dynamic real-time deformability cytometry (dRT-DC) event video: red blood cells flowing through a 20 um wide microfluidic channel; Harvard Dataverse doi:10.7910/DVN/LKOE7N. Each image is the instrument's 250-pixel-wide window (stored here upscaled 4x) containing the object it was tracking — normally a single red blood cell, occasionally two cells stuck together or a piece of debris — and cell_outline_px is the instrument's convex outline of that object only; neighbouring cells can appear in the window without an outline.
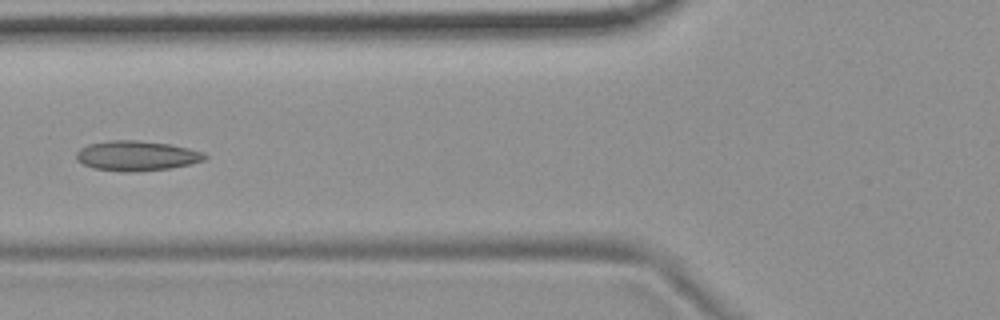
{"species": "common noctule bat (a hibernating species)", "species_latin": "Nyctalus noctula", "temperature_condition": "room temperature", "stored_images_in_passage": 6, "camera_frame_rate_fps": 3000, "um_per_image_px": 0.085, "animal": {"sex": "female", "body_mass_g": 19.9}, "frame": {"image": 1, "passage_image": 6, "time_ms": 6.667, "image_size_px": [1000, 320], "cell_outline_px": [[208, 160], [192, 164], [168, 168], [136, 172], [120, 172], [96, 168], [84, 164], [76, 160], [76, 152], [80, 148], [88, 144], [108, 140], [136, 140], [168, 144], [188, 148], [204, 152], [208, 156]], "centroid_in_image_um": [11.64, 13.24], "position_along_channel_um": 114.2, "area_um2": 22.6}}